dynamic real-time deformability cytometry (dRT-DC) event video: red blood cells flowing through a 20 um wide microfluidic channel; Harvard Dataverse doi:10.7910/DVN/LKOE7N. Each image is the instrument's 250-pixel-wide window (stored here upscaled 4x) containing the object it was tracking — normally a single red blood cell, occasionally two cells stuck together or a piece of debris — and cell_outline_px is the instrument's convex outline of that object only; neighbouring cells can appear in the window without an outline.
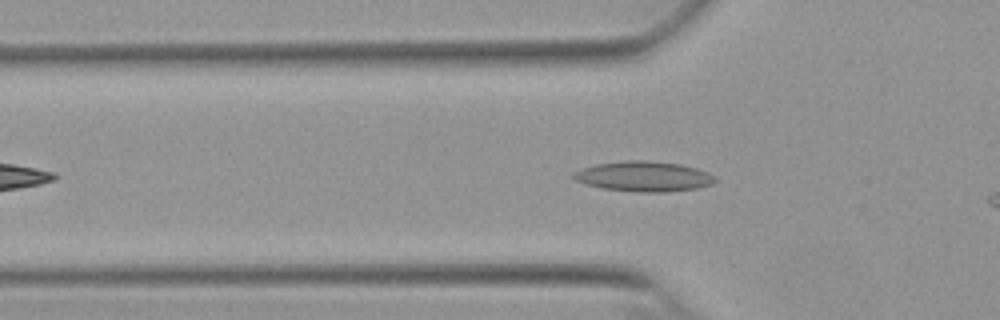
{"species": "Egyptian fruit bat (a non-hibernating species)", "species_latin": "Rousettus aegyptiacus", "temperature_condition": "warm", "stored_images_in_passage": 38, "camera_frame_rate_fps": 3000, "um_per_image_px": 0.085, "animal": {"sex": "female"}, "frame": {"image": 1, "passage_image": 9, "time_ms": 2.667, "image_size_px": [1000, 320], "cell_outline_px": [[716, 180], [712, 184], [696, 188], [664, 192], [640, 192], [600, 188], [576, 180], [572, 176], [572, 172], [596, 164], [628, 160], [648, 160], [680, 164], [696, 168], [708, 172]], "centroid_in_image_um": [54.71, 14.99], "position_along_channel_um": 71.1, "area_um2": 24.68}}
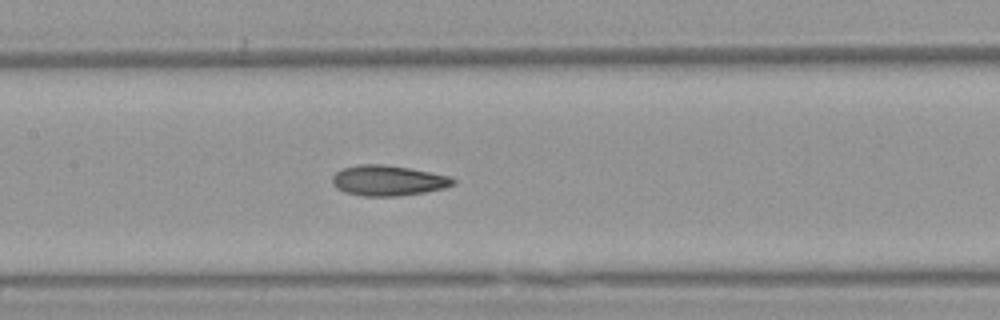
{"frame": {"image": 2, "passage_image": 17, "time_ms": 5.333, "image_size_px": [1000, 320], "cell_outline_px": [[456, 184], [444, 188], [424, 192], [396, 196], [364, 196], [344, 192], [336, 188], [332, 184], [332, 176], [336, 172], [344, 168], [360, 164], [384, 164], [408, 168], [448, 176], [456, 180]], "centroid_in_image_um": [32.96, 15.35], "position_along_channel_um": 174.4, "area_um2": 21.27}}
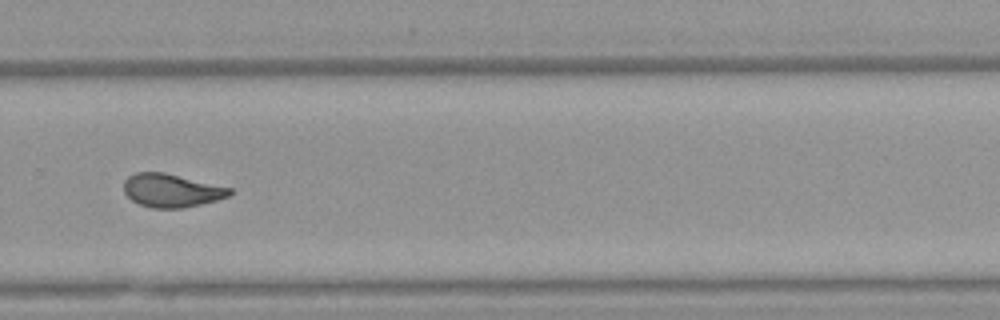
{"frame": {"image": 3, "passage_image": 28, "time_ms": 9.0, "image_size_px": [1000, 320], "cell_outline_px": [[232, 192], [228, 196], [216, 200], [200, 204], [180, 208], [152, 208], [140, 204], [132, 200], [124, 192], [124, 180], [128, 176], [136, 172], [164, 172], [232, 188]], "centroid_in_image_um": [14.55, 16.18], "position_along_channel_um": 315.2, "area_um2": 20.4}, "authors_computed_cell_mechanics": {"area_um2": 21.2126, "velocity_mm_per_s": 3.851, "shape_relaxation_time_tau1_ms": 9.0818, "shape_relaxation_time_tau2_ms": 1.7901, "deformation_change_tau1": 0.2335, "deformation_change_tau2": 0.0805}}